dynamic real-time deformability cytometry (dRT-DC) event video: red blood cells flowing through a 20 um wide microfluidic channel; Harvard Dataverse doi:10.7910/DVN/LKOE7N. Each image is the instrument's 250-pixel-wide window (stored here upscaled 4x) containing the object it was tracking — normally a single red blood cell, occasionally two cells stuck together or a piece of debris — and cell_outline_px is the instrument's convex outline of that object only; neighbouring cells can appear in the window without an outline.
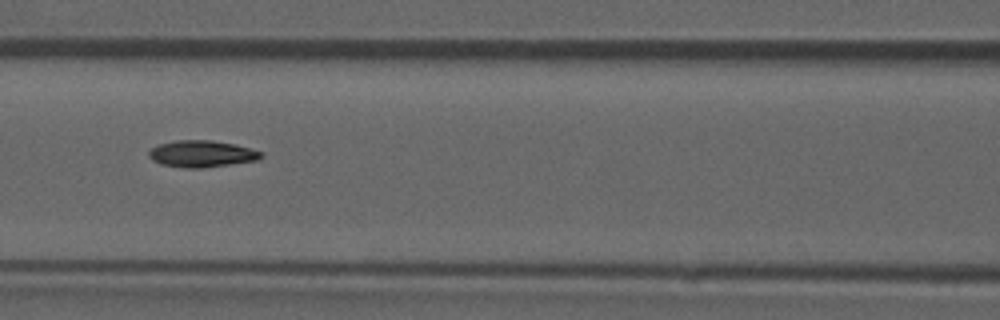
{"species": "common noctule bat (a hibernating species)", "species_latin": "Nyctalus noctula", "temperature_condition": "room temperature", "stored_images_in_passage": 9, "camera_frame_rate_fps": 3000, "um_per_image_px": 0.085, "animal": {"sex": "male", "forearm_length_mm": 52.5}, "frame": {"image": 1, "passage_image": 6, "time_ms": 1.667, "image_size_px": [1000, 320], "cell_outline_px": [[264, 156], [256, 160], [200, 168], [184, 168], [160, 164], [152, 160], [148, 156], [148, 152], [152, 148], [160, 144], [176, 140], [212, 140], [236, 144], [264, 152]], "centroid_in_image_um": [17.15, 13.07], "position_along_channel_um": 149.5, "area_um2": 17.46}}